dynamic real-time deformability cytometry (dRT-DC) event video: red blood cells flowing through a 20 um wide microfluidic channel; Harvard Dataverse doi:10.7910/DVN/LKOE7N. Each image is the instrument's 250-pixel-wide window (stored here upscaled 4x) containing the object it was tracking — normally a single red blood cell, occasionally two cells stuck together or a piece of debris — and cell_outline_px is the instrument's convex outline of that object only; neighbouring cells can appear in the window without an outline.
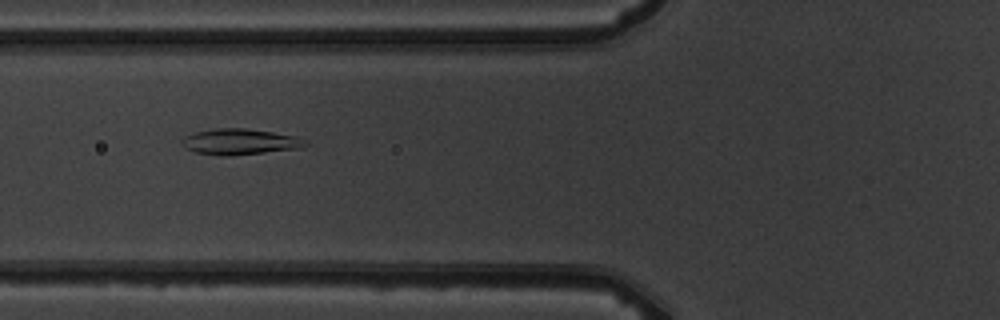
{"species": "common noctule bat (a hibernating species)", "species_latin": "Nyctalus noctula", "temperature_condition": "warm", "stored_images_in_passage": 6, "camera_frame_rate_fps": 3000, "um_per_image_px": 0.085, "animal": {"sex": "male", "body_mass_g": 19.5, "forearm_length_mm": 54.6}, "frame": {"image": 1, "passage_image": 6, "time_ms": 6.667, "image_size_px": [1000, 320], "cell_outline_px": [[308, 144], [304, 148], [232, 156], [220, 156], [196, 152], [184, 148], [180, 140], [184, 136], [196, 132], [216, 128], [244, 128], [272, 132], [296, 136], [308, 140]], "centroid_in_image_um": [20.42, 12.06], "position_along_channel_um": 105.4, "area_um2": 18.9}}